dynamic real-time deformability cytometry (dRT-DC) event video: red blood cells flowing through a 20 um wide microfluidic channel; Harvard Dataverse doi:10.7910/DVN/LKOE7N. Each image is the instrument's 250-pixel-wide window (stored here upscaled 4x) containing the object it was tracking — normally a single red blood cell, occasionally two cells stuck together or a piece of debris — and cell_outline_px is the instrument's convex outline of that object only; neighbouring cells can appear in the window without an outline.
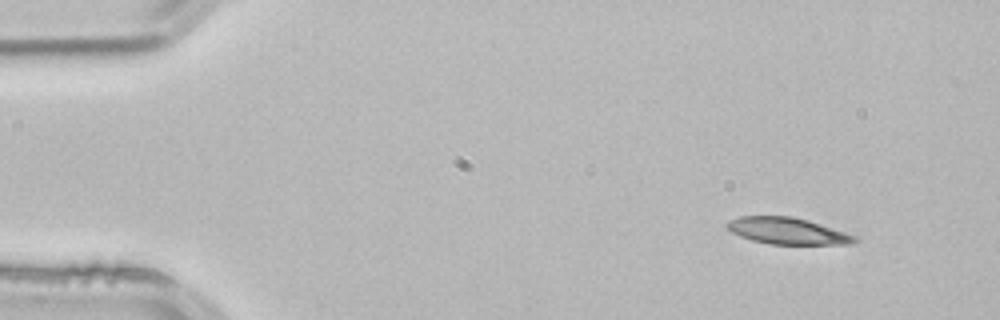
{"species": "common noctule bat (a hibernating species)", "species_latin": "Nyctalus noctula", "temperature_condition": "room temperature", "stored_images_in_passage": 4, "segment_of_instrument_passage": [1, 2], "camera_frame_rate_fps": 3000, "um_per_image_px": 0.085, "animal": {"sex": "male", "body_mass_g": 21.5, "forearm_length_mm": 52.0}, "frame": {"image": 1, "passage_image": 1, "time_ms": 0.0, "image_size_px": [1000, 320], "cell_outline_px": [[860, 240], [852, 244], [772, 244], [752, 240], [740, 236], [732, 232], [724, 224], [728, 220], [740, 216], [792, 216], [808, 220], [856, 236]], "centroid_in_image_um": [66.92, 19.62], "position_along_channel_um": 18.1, "area_um2": 19.71}}
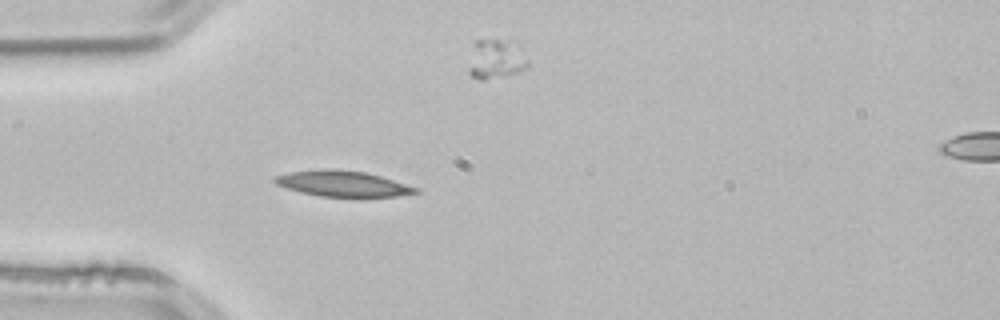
{"frame": {"image": 2, "passage_image": 3, "time_ms": 0.667, "image_size_px": [1000, 320], "cell_outline_px": [[420, 192], [396, 196], [364, 200], [356, 200], [320, 196], [288, 188], [276, 184], [272, 180], [272, 176], [288, 172], [364, 172], [380, 176], [420, 188]], "centroid_in_image_um": [29.26, 15.72], "position_along_channel_um": 55.7, "area_um2": 20.98}}